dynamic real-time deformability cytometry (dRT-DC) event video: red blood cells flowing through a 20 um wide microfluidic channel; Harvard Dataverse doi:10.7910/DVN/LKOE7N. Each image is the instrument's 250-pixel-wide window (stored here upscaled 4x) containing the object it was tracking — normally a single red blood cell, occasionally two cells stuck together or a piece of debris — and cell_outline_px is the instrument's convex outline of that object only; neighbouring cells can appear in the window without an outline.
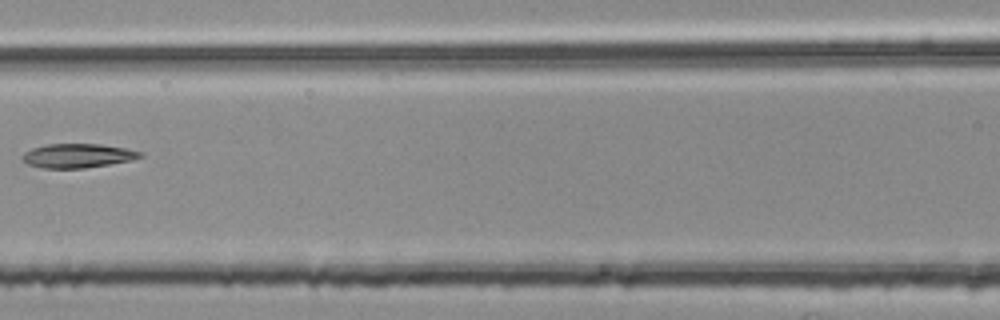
{"species": "common noctule bat (a hibernating species)", "species_latin": "Nyctalus noctula", "temperature_condition": "room temperature", "stored_images_in_passage": 7, "camera_frame_rate_fps": 3000, "um_per_image_px": 0.085, "animal": {"sex": "female", "body_mass_g": 25.1}, "frame": {"image": 1, "passage_image": 7, "time_ms": 2.0, "image_size_px": [1000, 320], "cell_outline_px": [[144, 156], [132, 160], [84, 168], [44, 168], [28, 164], [20, 160], [20, 156], [24, 152], [32, 148], [44, 144], [100, 144], [128, 148], [144, 152]], "centroid_in_image_um": [6.6, 13.22], "position_along_channel_um": 160.0, "area_um2": 16.76}}